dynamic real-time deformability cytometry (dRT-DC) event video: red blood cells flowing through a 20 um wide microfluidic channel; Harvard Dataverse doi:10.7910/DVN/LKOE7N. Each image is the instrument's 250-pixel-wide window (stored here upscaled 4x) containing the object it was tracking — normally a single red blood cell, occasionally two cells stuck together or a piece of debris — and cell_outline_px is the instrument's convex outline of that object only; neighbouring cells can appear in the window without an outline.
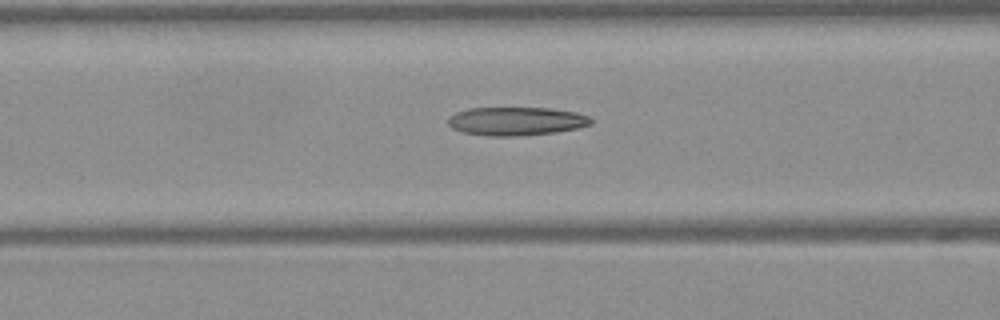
{"species": "Egyptian fruit bat (a non-hibernating species)", "species_latin": "Rousettus aegyptiacus", "temperature_condition": "warm", "stored_images_in_passage": 49, "camera_frame_rate_fps": 3000, "um_per_image_px": 0.085, "frame": {"image": 1, "passage_image": 20, "time_ms": 6.333, "image_size_px": [1000, 320], "cell_outline_px": [[592, 124], [576, 128], [556, 132], [516, 136], [488, 136], [464, 132], [452, 128], [448, 124], [448, 116], [456, 112], [468, 108], [552, 108], [576, 112], [588, 116], [592, 120]], "centroid_in_image_um": [43.86, 10.29], "position_along_channel_um": 122.7, "area_um2": 23.7}}
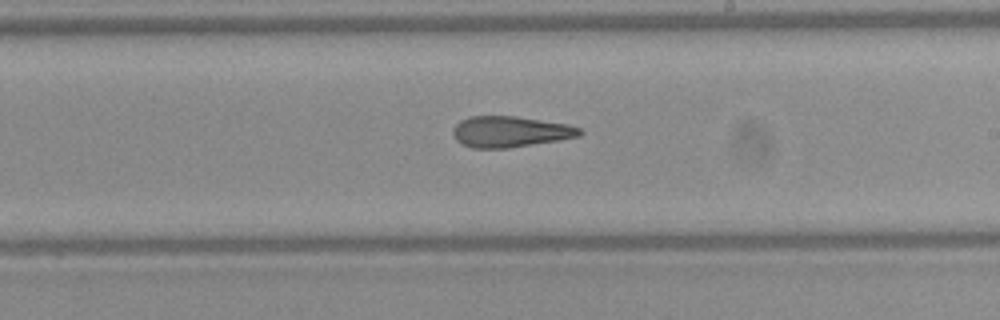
{"frame": {"image": 2, "passage_image": 29, "time_ms": 9.333, "image_size_px": [1000, 320], "cell_outline_px": [[584, 132], [580, 136], [560, 140], [508, 148], [472, 148], [460, 144], [456, 140], [452, 132], [452, 128], [460, 120], [468, 116], [516, 116], [568, 124], [580, 128]], "centroid_in_image_um": [43.35, 11.19], "position_along_channel_um": 245.7, "area_um2": 23.12}}
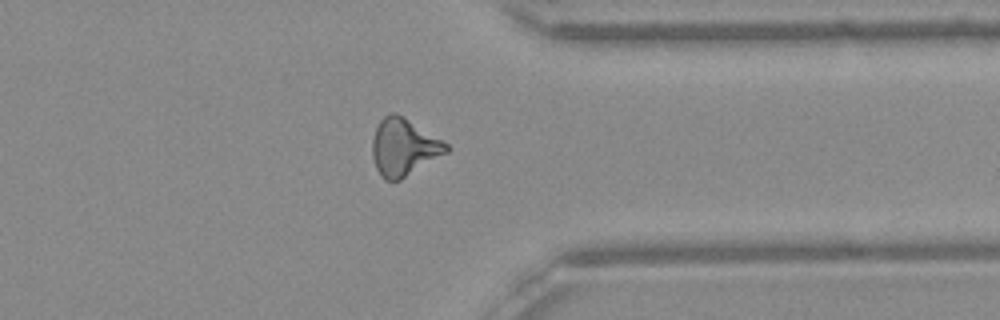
{"frame": {"image": 3, "passage_image": 39, "time_ms": 12.667, "image_size_px": [1000, 320], "cell_outline_px": [[452, 148], [448, 152], [400, 180], [384, 180], [380, 176], [376, 168], [372, 156], [372, 140], [376, 128], [380, 120], [384, 116], [392, 112], [408, 120], [448, 144]], "centroid_in_image_um": [34.3, 12.54], "position_along_channel_um": 377.1, "area_um2": 24.28}, "authors_computed_cell_mechanics": {"area_um2": 23.7558, "velocity_mm_per_s": 4.093, "shape_relaxation_time_tau1_ms": null, "shape_relaxation_time_tau2_ms": 3.4865, "deformation_change_tau1": null, "deformation_change_tau2": 0.1468}}